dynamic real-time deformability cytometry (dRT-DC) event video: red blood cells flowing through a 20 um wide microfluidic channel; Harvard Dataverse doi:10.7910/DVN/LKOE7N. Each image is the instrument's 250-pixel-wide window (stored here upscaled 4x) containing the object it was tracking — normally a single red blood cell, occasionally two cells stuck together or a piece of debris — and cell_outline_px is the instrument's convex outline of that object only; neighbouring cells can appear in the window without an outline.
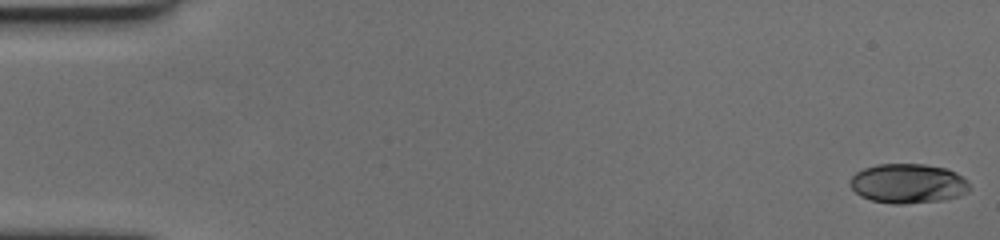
{"species": "human", "species_latin": "Homo sapiens", "temperature_condition": "cold", "stored_images_in_passage": 59, "camera_frame_rate_fps": 3000, "um_per_image_px": 0.085, "donor": {"sex": "female"}, "frame": {"image": 1, "passage_image": 1, "time_ms": 0.0, "image_size_px": [1000, 240], "cell_outline_px": [[972, 188], [968, 192], [944, 200], [904, 204], [892, 204], [872, 200], [860, 196], [848, 184], [852, 176], [856, 172], [864, 168], [876, 164], [924, 164], [948, 168], [956, 172], [968, 180]], "centroid_in_image_um": [77.21, 15.59], "position_along_channel_um": 7.8, "area_um2": 27.86}}
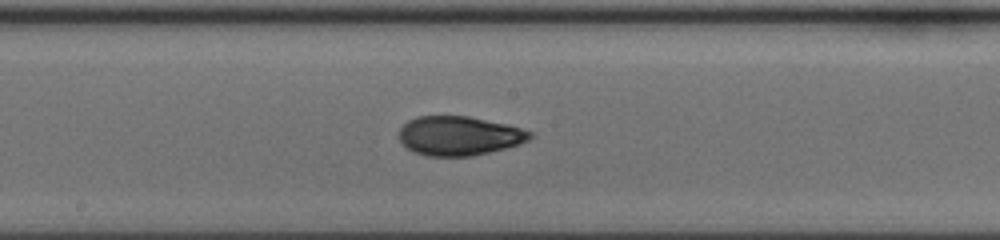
{"frame": {"image": 2, "passage_image": 32, "time_ms": 10.333, "image_size_px": [1000, 240], "cell_outline_px": [[532, 136], [528, 140], [520, 144], [472, 156], [428, 156], [412, 152], [400, 140], [400, 128], [408, 120], [416, 116], [468, 116], [508, 124], [532, 132]], "centroid_in_image_um": [39.02, 11.54], "position_along_channel_um": 209.2, "area_um2": 29.82}}
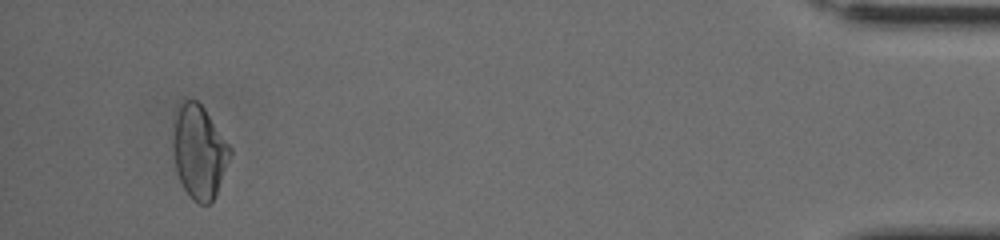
{"frame": {"image": 3, "passage_image": 56, "time_ms": 18.333, "image_size_px": [1000, 240], "cell_outline_px": [[232, 152], [216, 192], [212, 200], [208, 204], [200, 204], [192, 200], [188, 196], [176, 172], [172, 148], [172, 120], [180, 104], [184, 100], [196, 100], [204, 108], [232, 148]], "centroid_in_image_um": [16.88, 12.88], "position_along_channel_um": 418.3, "area_um2": 31.15}, "authors_computed_cell_mechanics": {"area_um2": 29.6514, "velocity_mm_per_s": 3.5331, "shape_relaxation_time_tau1_ms": 4.3926, "shape_relaxation_time_tau2_ms": 2.2538, "deformation_change_tau1": 0.1687, "deformation_change_tau2": 0.0762}}